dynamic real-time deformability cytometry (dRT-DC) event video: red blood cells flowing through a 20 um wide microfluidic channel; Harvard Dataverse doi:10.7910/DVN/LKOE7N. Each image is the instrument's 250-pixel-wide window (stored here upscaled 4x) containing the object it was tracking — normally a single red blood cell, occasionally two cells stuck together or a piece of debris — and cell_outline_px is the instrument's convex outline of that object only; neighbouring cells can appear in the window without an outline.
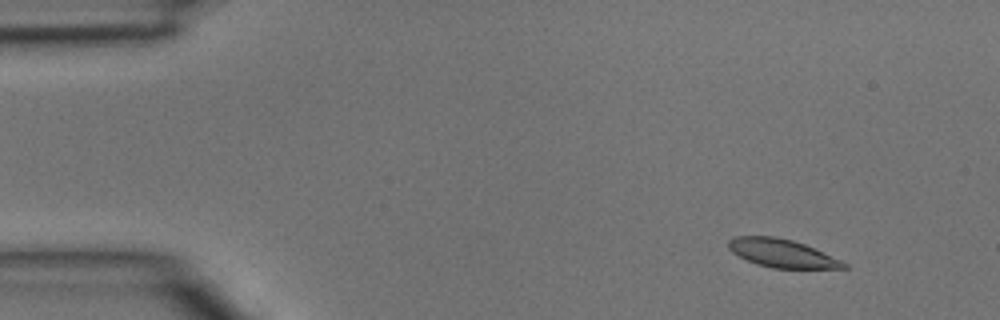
{"species": "common noctule bat (a hibernating species)", "species_latin": "Nyctalus noctula", "temperature_condition": "room temperature", "stored_images_in_passage": 4, "camera_frame_rate_fps": 3000, "um_per_image_px": 0.085, "animal": {"sex": "male", "body_mass_g": 15.6}, "frame": {"image": 1, "passage_image": 1, "time_ms": 0.0, "image_size_px": [1000, 320], "cell_outline_px": [[848, 268], [772, 268], [756, 264], [732, 252], [728, 248], [728, 240], [736, 236], [772, 236], [792, 240], [804, 244], [840, 260], [848, 264]], "centroid_in_image_um": [66.44, 21.52], "position_along_channel_um": 18.6, "area_um2": 18.67}}
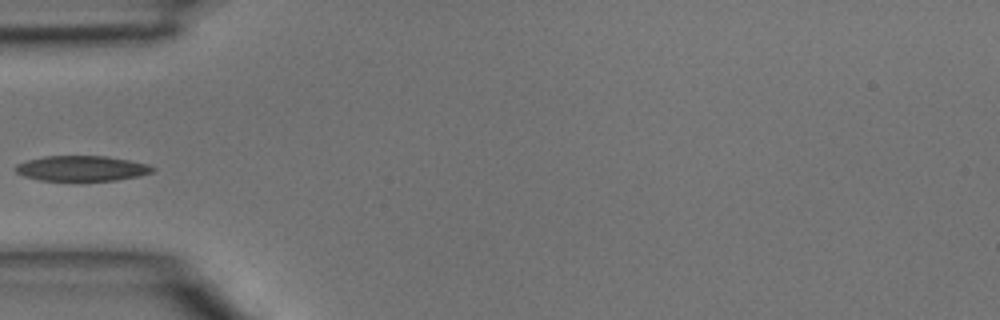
{"frame": {"image": 2, "passage_image": 4, "time_ms": 1.0, "image_size_px": [1000, 320], "cell_outline_px": [[156, 168], [152, 172], [140, 176], [116, 180], [40, 180], [24, 176], [16, 172], [12, 168], [16, 164], [28, 160], [44, 156], [108, 156], [148, 164]], "centroid_in_image_um": [6.94, 14.31], "position_along_channel_um": 78.1, "area_um2": 20.17}}